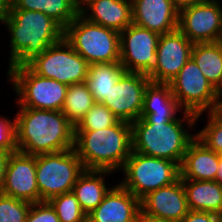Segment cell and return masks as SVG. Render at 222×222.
<instances>
[{
	"instance_id": "cell-19",
	"label": "cell",
	"mask_w": 222,
	"mask_h": 222,
	"mask_svg": "<svg viewBox=\"0 0 222 222\" xmlns=\"http://www.w3.org/2000/svg\"><path fill=\"white\" fill-rule=\"evenodd\" d=\"M79 10L88 21L118 33L132 23V0H86Z\"/></svg>"
},
{
	"instance_id": "cell-37",
	"label": "cell",
	"mask_w": 222,
	"mask_h": 222,
	"mask_svg": "<svg viewBox=\"0 0 222 222\" xmlns=\"http://www.w3.org/2000/svg\"><path fill=\"white\" fill-rule=\"evenodd\" d=\"M11 0H0V22L4 23L9 15Z\"/></svg>"
},
{
	"instance_id": "cell-35",
	"label": "cell",
	"mask_w": 222,
	"mask_h": 222,
	"mask_svg": "<svg viewBox=\"0 0 222 222\" xmlns=\"http://www.w3.org/2000/svg\"><path fill=\"white\" fill-rule=\"evenodd\" d=\"M10 153L0 151V194L2 193L4 186L5 170Z\"/></svg>"
},
{
	"instance_id": "cell-7",
	"label": "cell",
	"mask_w": 222,
	"mask_h": 222,
	"mask_svg": "<svg viewBox=\"0 0 222 222\" xmlns=\"http://www.w3.org/2000/svg\"><path fill=\"white\" fill-rule=\"evenodd\" d=\"M82 161L74 148L56 153L36 155V181L39 202L72 192L78 177L84 172Z\"/></svg>"
},
{
	"instance_id": "cell-23",
	"label": "cell",
	"mask_w": 222,
	"mask_h": 222,
	"mask_svg": "<svg viewBox=\"0 0 222 222\" xmlns=\"http://www.w3.org/2000/svg\"><path fill=\"white\" fill-rule=\"evenodd\" d=\"M111 173L109 170H84L78 177L72 192L86 214L95 209L111 189L106 187L104 180V175Z\"/></svg>"
},
{
	"instance_id": "cell-2",
	"label": "cell",
	"mask_w": 222,
	"mask_h": 222,
	"mask_svg": "<svg viewBox=\"0 0 222 222\" xmlns=\"http://www.w3.org/2000/svg\"><path fill=\"white\" fill-rule=\"evenodd\" d=\"M4 24L11 35L9 67L26 65L64 38V28L40 11L10 9Z\"/></svg>"
},
{
	"instance_id": "cell-4",
	"label": "cell",
	"mask_w": 222,
	"mask_h": 222,
	"mask_svg": "<svg viewBox=\"0 0 222 222\" xmlns=\"http://www.w3.org/2000/svg\"><path fill=\"white\" fill-rule=\"evenodd\" d=\"M183 113L184 118L171 122H148L145 118H139L131 123L132 151L181 165L189 144L196 138V134L183 129V124L187 122L191 128L198 121L196 115L186 111Z\"/></svg>"
},
{
	"instance_id": "cell-6",
	"label": "cell",
	"mask_w": 222,
	"mask_h": 222,
	"mask_svg": "<svg viewBox=\"0 0 222 222\" xmlns=\"http://www.w3.org/2000/svg\"><path fill=\"white\" fill-rule=\"evenodd\" d=\"M120 185L141 200L149 192L168 186L180 178V165L168 159L149 157L134 151L125 161Z\"/></svg>"
},
{
	"instance_id": "cell-1",
	"label": "cell",
	"mask_w": 222,
	"mask_h": 222,
	"mask_svg": "<svg viewBox=\"0 0 222 222\" xmlns=\"http://www.w3.org/2000/svg\"><path fill=\"white\" fill-rule=\"evenodd\" d=\"M20 108L15 116L18 151L35 156L74 148L75 127L62 111Z\"/></svg>"
},
{
	"instance_id": "cell-40",
	"label": "cell",
	"mask_w": 222,
	"mask_h": 222,
	"mask_svg": "<svg viewBox=\"0 0 222 222\" xmlns=\"http://www.w3.org/2000/svg\"><path fill=\"white\" fill-rule=\"evenodd\" d=\"M79 7L85 2V0H73Z\"/></svg>"
},
{
	"instance_id": "cell-15",
	"label": "cell",
	"mask_w": 222,
	"mask_h": 222,
	"mask_svg": "<svg viewBox=\"0 0 222 222\" xmlns=\"http://www.w3.org/2000/svg\"><path fill=\"white\" fill-rule=\"evenodd\" d=\"M2 193L30 203L39 202L36 181V155L10 153Z\"/></svg>"
},
{
	"instance_id": "cell-9",
	"label": "cell",
	"mask_w": 222,
	"mask_h": 222,
	"mask_svg": "<svg viewBox=\"0 0 222 222\" xmlns=\"http://www.w3.org/2000/svg\"><path fill=\"white\" fill-rule=\"evenodd\" d=\"M169 84L180 108L197 118L205 111L222 109L219 92L206 79L192 57Z\"/></svg>"
},
{
	"instance_id": "cell-27",
	"label": "cell",
	"mask_w": 222,
	"mask_h": 222,
	"mask_svg": "<svg viewBox=\"0 0 222 222\" xmlns=\"http://www.w3.org/2000/svg\"><path fill=\"white\" fill-rule=\"evenodd\" d=\"M95 103L86 83H75L67 87L65 102L61 111L75 127Z\"/></svg>"
},
{
	"instance_id": "cell-10",
	"label": "cell",
	"mask_w": 222,
	"mask_h": 222,
	"mask_svg": "<svg viewBox=\"0 0 222 222\" xmlns=\"http://www.w3.org/2000/svg\"><path fill=\"white\" fill-rule=\"evenodd\" d=\"M34 73L67 86L85 82L89 63L63 38L26 64Z\"/></svg>"
},
{
	"instance_id": "cell-12",
	"label": "cell",
	"mask_w": 222,
	"mask_h": 222,
	"mask_svg": "<svg viewBox=\"0 0 222 222\" xmlns=\"http://www.w3.org/2000/svg\"><path fill=\"white\" fill-rule=\"evenodd\" d=\"M150 82L146 74L124 72L105 96L102 104L119 120L133 123L140 118L144 92Z\"/></svg>"
},
{
	"instance_id": "cell-14",
	"label": "cell",
	"mask_w": 222,
	"mask_h": 222,
	"mask_svg": "<svg viewBox=\"0 0 222 222\" xmlns=\"http://www.w3.org/2000/svg\"><path fill=\"white\" fill-rule=\"evenodd\" d=\"M193 43L179 30L161 34L156 64L147 75L151 82L169 84L191 57Z\"/></svg>"
},
{
	"instance_id": "cell-38",
	"label": "cell",
	"mask_w": 222,
	"mask_h": 222,
	"mask_svg": "<svg viewBox=\"0 0 222 222\" xmlns=\"http://www.w3.org/2000/svg\"><path fill=\"white\" fill-rule=\"evenodd\" d=\"M138 222H177V221L149 216V215L143 214L140 211L139 216H138Z\"/></svg>"
},
{
	"instance_id": "cell-25",
	"label": "cell",
	"mask_w": 222,
	"mask_h": 222,
	"mask_svg": "<svg viewBox=\"0 0 222 222\" xmlns=\"http://www.w3.org/2000/svg\"><path fill=\"white\" fill-rule=\"evenodd\" d=\"M191 57L219 92L222 89V46L218 41L193 44Z\"/></svg>"
},
{
	"instance_id": "cell-41",
	"label": "cell",
	"mask_w": 222,
	"mask_h": 222,
	"mask_svg": "<svg viewBox=\"0 0 222 222\" xmlns=\"http://www.w3.org/2000/svg\"><path fill=\"white\" fill-rule=\"evenodd\" d=\"M218 42L222 46V31H221V35H220V38H219Z\"/></svg>"
},
{
	"instance_id": "cell-5",
	"label": "cell",
	"mask_w": 222,
	"mask_h": 222,
	"mask_svg": "<svg viewBox=\"0 0 222 222\" xmlns=\"http://www.w3.org/2000/svg\"><path fill=\"white\" fill-rule=\"evenodd\" d=\"M64 38L89 64L120 62V33L81 13L64 28Z\"/></svg>"
},
{
	"instance_id": "cell-3",
	"label": "cell",
	"mask_w": 222,
	"mask_h": 222,
	"mask_svg": "<svg viewBox=\"0 0 222 222\" xmlns=\"http://www.w3.org/2000/svg\"><path fill=\"white\" fill-rule=\"evenodd\" d=\"M74 150L85 170H121L132 151L131 123L119 120L103 129L75 130Z\"/></svg>"
},
{
	"instance_id": "cell-33",
	"label": "cell",
	"mask_w": 222,
	"mask_h": 222,
	"mask_svg": "<svg viewBox=\"0 0 222 222\" xmlns=\"http://www.w3.org/2000/svg\"><path fill=\"white\" fill-rule=\"evenodd\" d=\"M25 222H60L55 209L48 201L31 204Z\"/></svg>"
},
{
	"instance_id": "cell-24",
	"label": "cell",
	"mask_w": 222,
	"mask_h": 222,
	"mask_svg": "<svg viewBox=\"0 0 222 222\" xmlns=\"http://www.w3.org/2000/svg\"><path fill=\"white\" fill-rule=\"evenodd\" d=\"M10 9L40 11L63 28L80 13L79 6L73 0H11Z\"/></svg>"
},
{
	"instance_id": "cell-26",
	"label": "cell",
	"mask_w": 222,
	"mask_h": 222,
	"mask_svg": "<svg viewBox=\"0 0 222 222\" xmlns=\"http://www.w3.org/2000/svg\"><path fill=\"white\" fill-rule=\"evenodd\" d=\"M125 72L120 62L90 64L85 83L96 103H102Z\"/></svg>"
},
{
	"instance_id": "cell-21",
	"label": "cell",
	"mask_w": 222,
	"mask_h": 222,
	"mask_svg": "<svg viewBox=\"0 0 222 222\" xmlns=\"http://www.w3.org/2000/svg\"><path fill=\"white\" fill-rule=\"evenodd\" d=\"M181 110L170 84L150 82L144 92L140 118L148 122H171Z\"/></svg>"
},
{
	"instance_id": "cell-29",
	"label": "cell",
	"mask_w": 222,
	"mask_h": 222,
	"mask_svg": "<svg viewBox=\"0 0 222 222\" xmlns=\"http://www.w3.org/2000/svg\"><path fill=\"white\" fill-rule=\"evenodd\" d=\"M119 119L102 103H95L75 126V130H97L115 125Z\"/></svg>"
},
{
	"instance_id": "cell-36",
	"label": "cell",
	"mask_w": 222,
	"mask_h": 222,
	"mask_svg": "<svg viewBox=\"0 0 222 222\" xmlns=\"http://www.w3.org/2000/svg\"><path fill=\"white\" fill-rule=\"evenodd\" d=\"M211 0H173L176 8L178 10L190 6V5H197V4H203L206 2H209Z\"/></svg>"
},
{
	"instance_id": "cell-32",
	"label": "cell",
	"mask_w": 222,
	"mask_h": 222,
	"mask_svg": "<svg viewBox=\"0 0 222 222\" xmlns=\"http://www.w3.org/2000/svg\"><path fill=\"white\" fill-rule=\"evenodd\" d=\"M0 151L9 153L18 151L15 119L12 122L6 117H0Z\"/></svg>"
},
{
	"instance_id": "cell-30",
	"label": "cell",
	"mask_w": 222,
	"mask_h": 222,
	"mask_svg": "<svg viewBox=\"0 0 222 222\" xmlns=\"http://www.w3.org/2000/svg\"><path fill=\"white\" fill-rule=\"evenodd\" d=\"M208 116L207 125L196 133V138L208 149L222 154V109L211 111Z\"/></svg>"
},
{
	"instance_id": "cell-18",
	"label": "cell",
	"mask_w": 222,
	"mask_h": 222,
	"mask_svg": "<svg viewBox=\"0 0 222 222\" xmlns=\"http://www.w3.org/2000/svg\"><path fill=\"white\" fill-rule=\"evenodd\" d=\"M140 200L117 184L102 202L87 214V222H138Z\"/></svg>"
},
{
	"instance_id": "cell-17",
	"label": "cell",
	"mask_w": 222,
	"mask_h": 222,
	"mask_svg": "<svg viewBox=\"0 0 222 222\" xmlns=\"http://www.w3.org/2000/svg\"><path fill=\"white\" fill-rule=\"evenodd\" d=\"M178 17L173 0H132V23L160 35L177 30Z\"/></svg>"
},
{
	"instance_id": "cell-39",
	"label": "cell",
	"mask_w": 222,
	"mask_h": 222,
	"mask_svg": "<svg viewBox=\"0 0 222 222\" xmlns=\"http://www.w3.org/2000/svg\"><path fill=\"white\" fill-rule=\"evenodd\" d=\"M215 181L222 186V154H219V165L215 175Z\"/></svg>"
},
{
	"instance_id": "cell-28",
	"label": "cell",
	"mask_w": 222,
	"mask_h": 222,
	"mask_svg": "<svg viewBox=\"0 0 222 222\" xmlns=\"http://www.w3.org/2000/svg\"><path fill=\"white\" fill-rule=\"evenodd\" d=\"M48 202L55 209L60 222H87V214L73 192L57 195Z\"/></svg>"
},
{
	"instance_id": "cell-13",
	"label": "cell",
	"mask_w": 222,
	"mask_h": 222,
	"mask_svg": "<svg viewBox=\"0 0 222 222\" xmlns=\"http://www.w3.org/2000/svg\"><path fill=\"white\" fill-rule=\"evenodd\" d=\"M218 0L179 10L178 29L193 43L216 42L222 31V6Z\"/></svg>"
},
{
	"instance_id": "cell-8",
	"label": "cell",
	"mask_w": 222,
	"mask_h": 222,
	"mask_svg": "<svg viewBox=\"0 0 222 222\" xmlns=\"http://www.w3.org/2000/svg\"><path fill=\"white\" fill-rule=\"evenodd\" d=\"M9 81L13 84L20 107L61 111L65 102L67 85L55 79L34 73L27 65L9 67Z\"/></svg>"
},
{
	"instance_id": "cell-31",
	"label": "cell",
	"mask_w": 222,
	"mask_h": 222,
	"mask_svg": "<svg viewBox=\"0 0 222 222\" xmlns=\"http://www.w3.org/2000/svg\"><path fill=\"white\" fill-rule=\"evenodd\" d=\"M30 202L0 194V222H25Z\"/></svg>"
},
{
	"instance_id": "cell-42",
	"label": "cell",
	"mask_w": 222,
	"mask_h": 222,
	"mask_svg": "<svg viewBox=\"0 0 222 222\" xmlns=\"http://www.w3.org/2000/svg\"><path fill=\"white\" fill-rule=\"evenodd\" d=\"M220 100L222 99V89L219 91Z\"/></svg>"
},
{
	"instance_id": "cell-11",
	"label": "cell",
	"mask_w": 222,
	"mask_h": 222,
	"mask_svg": "<svg viewBox=\"0 0 222 222\" xmlns=\"http://www.w3.org/2000/svg\"><path fill=\"white\" fill-rule=\"evenodd\" d=\"M160 34L131 23L120 32V63L125 72L148 75L156 64Z\"/></svg>"
},
{
	"instance_id": "cell-16",
	"label": "cell",
	"mask_w": 222,
	"mask_h": 222,
	"mask_svg": "<svg viewBox=\"0 0 222 222\" xmlns=\"http://www.w3.org/2000/svg\"><path fill=\"white\" fill-rule=\"evenodd\" d=\"M140 207L143 214L180 222L189 212L182 179L149 192Z\"/></svg>"
},
{
	"instance_id": "cell-22",
	"label": "cell",
	"mask_w": 222,
	"mask_h": 222,
	"mask_svg": "<svg viewBox=\"0 0 222 222\" xmlns=\"http://www.w3.org/2000/svg\"><path fill=\"white\" fill-rule=\"evenodd\" d=\"M189 210L222 213V186L216 181L182 179Z\"/></svg>"
},
{
	"instance_id": "cell-34",
	"label": "cell",
	"mask_w": 222,
	"mask_h": 222,
	"mask_svg": "<svg viewBox=\"0 0 222 222\" xmlns=\"http://www.w3.org/2000/svg\"><path fill=\"white\" fill-rule=\"evenodd\" d=\"M180 222H220V215L212 212L189 210Z\"/></svg>"
},
{
	"instance_id": "cell-43",
	"label": "cell",
	"mask_w": 222,
	"mask_h": 222,
	"mask_svg": "<svg viewBox=\"0 0 222 222\" xmlns=\"http://www.w3.org/2000/svg\"><path fill=\"white\" fill-rule=\"evenodd\" d=\"M220 222H222V213L220 214Z\"/></svg>"
},
{
	"instance_id": "cell-20",
	"label": "cell",
	"mask_w": 222,
	"mask_h": 222,
	"mask_svg": "<svg viewBox=\"0 0 222 222\" xmlns=\"http://www.w3.org/2000/svg\"><path fill=\"white\" fill-rule=\"evenodd\" d=\"M219 154L208 149L195 138L188 146L180 165V178L199 181H215Z\"/></svg>"
}]
</instances>
